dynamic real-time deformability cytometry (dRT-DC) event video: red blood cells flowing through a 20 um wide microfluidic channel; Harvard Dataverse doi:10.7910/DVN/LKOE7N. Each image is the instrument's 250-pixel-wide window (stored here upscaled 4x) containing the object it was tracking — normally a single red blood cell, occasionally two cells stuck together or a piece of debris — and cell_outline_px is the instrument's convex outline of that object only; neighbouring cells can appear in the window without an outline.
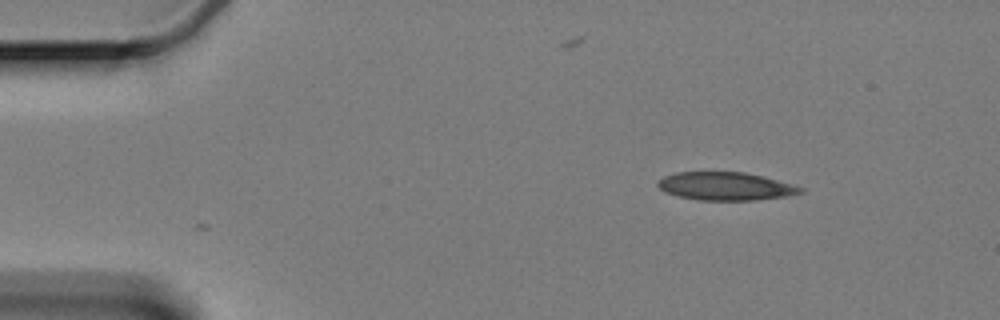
{"species": "Egyptian fruit bat (a non-hibernating species)", "species_latin": "Rousettus aegyptiacus", "temperature_condition": "cold", "stored_images_in_passage": 2, "camera_frame_rate_fps": 3000, "um_per_image_px": 0.085, "animal": {"sex": "female"}, "frame": {"image": 1, "passage_image": 1, "time_ms": 0.0, "image_size_px": [1000, 320], "cell_outline_px": [[804, 192], [788, 196], [756, 200], [700, 200], [680, 196], [668, 192], [660, 188], [656, 184], [664, 176], [676, 172], [744, 172], [776, 180], [804, 188]], "centroid_in_image_um": [61.69, 15.83], "position_along_channel_um": 23.3, "area_um2": 23.0}}